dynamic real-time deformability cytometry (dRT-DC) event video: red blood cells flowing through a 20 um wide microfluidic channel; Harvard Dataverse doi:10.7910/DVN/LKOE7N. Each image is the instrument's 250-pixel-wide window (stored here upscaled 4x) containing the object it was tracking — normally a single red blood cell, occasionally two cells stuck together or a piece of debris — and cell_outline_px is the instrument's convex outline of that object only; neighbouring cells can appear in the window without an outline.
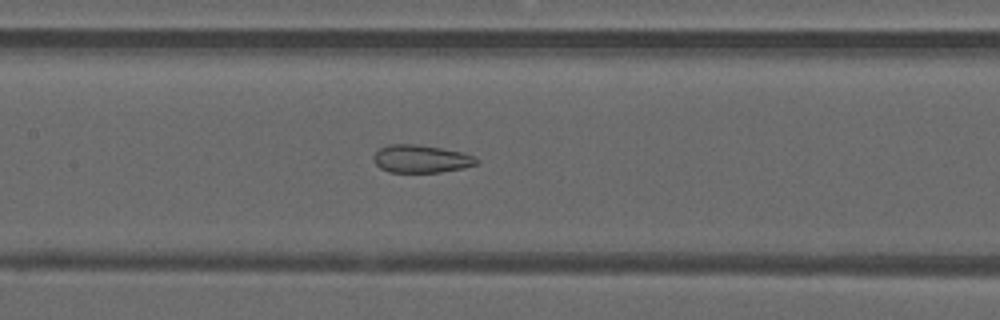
{"species": "common noctule bat (a hibernating species)", "species_latin": "Nyctalus noctula", "temperature_condition": "warm", "stored_images_in_passage": 49, "camera_frame_rate_fps": 3000, "um_per_image_px": 0.085, "animal": {"sex": "male", "forearm_length_mm": 52.5}, "frame": {"image": 1, "passage_image": 23, "time_ms": 7.333, "image_size_px": [1000, 320], "cell_outline_px": [[480, 160], [476, 164], [464, 168], [440, 172], [388, 172], [380, 168], [372, 160], [372, 156], [380, 148], [388, 144], [416, 144], [440, 148], [460, 152], [472, 156]], "centroid_in_image_um": [35.74, 13.5], "position_along_channel_um": 171.7, "area_um2": 16.65}}
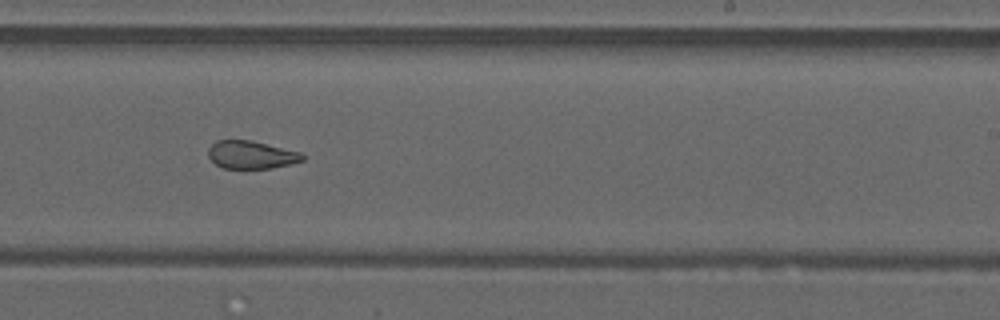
{"frame": {"image": 2, "passage_image": 30, "time_ms": 9.667, "image_size_px": [1000, 320], "cell_outline_px": [[304, 160], [272, 168], [224, 168], [216, 164], [208, 156], [208, 148], [216, 140], [252, 140], [300, 152], [304, 156]], "centroid_in_image_um": [21.34, 13.14], "position_along_channel_um": 267.7, "area_um2": 15.2}}
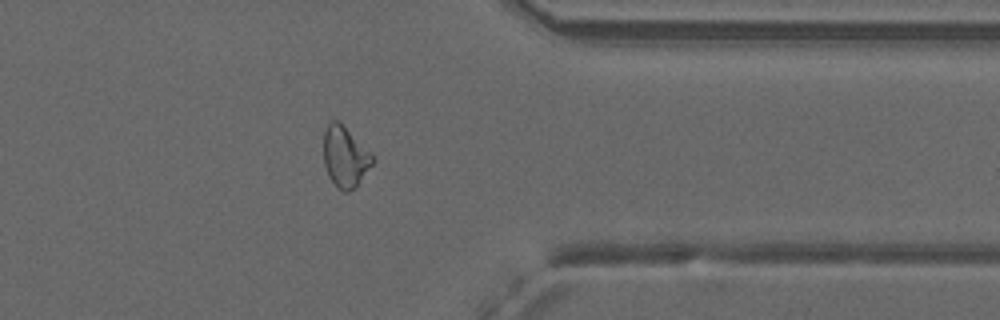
{"frame": {"image": 3, "passage_image": 39, "time_ms": 12.667, "image_size_px": [1000, 320], "cell_outline_px": [[376, 160], [356, 184], [348, 192], [344, 192], [336, 188], [328, 176], [324, 164], [324, 132], [328, 124], [332, 120], [336, 120], [372, 152]], "centroid_in_image_um": [29.33, 13.34], "position_along_channel_um": 382.1, "area_um2": 17.11}, "authors_computed_cell_mechanics": {"area_um2": 19.7676, "velocity_mm_per_s": 4.1449, "shape_relaxation_time_tau1_ms": null, "shape_relaxation_time_tau2_ms": 1.4426, "deformation_change_tau1": null, "deformation_change_tau2": 0.0921}}